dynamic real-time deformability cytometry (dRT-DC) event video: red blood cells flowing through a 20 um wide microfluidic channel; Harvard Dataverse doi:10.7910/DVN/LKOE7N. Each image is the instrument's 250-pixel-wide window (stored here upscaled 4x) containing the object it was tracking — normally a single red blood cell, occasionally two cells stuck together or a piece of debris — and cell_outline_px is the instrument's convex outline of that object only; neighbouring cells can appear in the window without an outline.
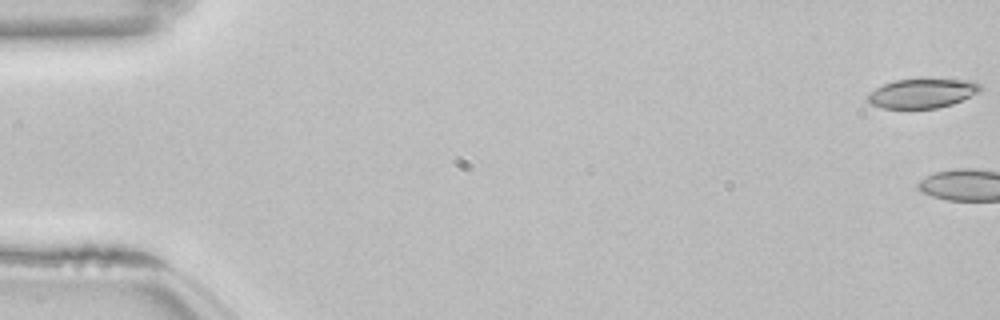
{"species": "common noctule bat (a hibernating species)", "species_latin": "Nyctalus noctula", "temperature_condition": "room temperature", "stored_images_in_passage": 4, "camera_frame_rate_fps": 3000, "um_per_image_px": 0.085, "animal": {"sex": "female", "body_mass_g": 22.7, "forearm_length_mm": 54.2}, "frame": {"image": 1, "passage_image": 1, "time_ms": 0.0, "image_size_px": [1000, 320], "cell_outline_px": [[984, 88], [980, 92], [952, 104], [936, 108], [884, 108], [872, 104], [864, 100], [864, 96], [868, 92], [884, 84], [896, 80], [972, 80], [980, 84]], "centroid_in_image_um": [78.37, 7.94], "position_along_channel_um": 6.6, "area_um2": 19.19}}